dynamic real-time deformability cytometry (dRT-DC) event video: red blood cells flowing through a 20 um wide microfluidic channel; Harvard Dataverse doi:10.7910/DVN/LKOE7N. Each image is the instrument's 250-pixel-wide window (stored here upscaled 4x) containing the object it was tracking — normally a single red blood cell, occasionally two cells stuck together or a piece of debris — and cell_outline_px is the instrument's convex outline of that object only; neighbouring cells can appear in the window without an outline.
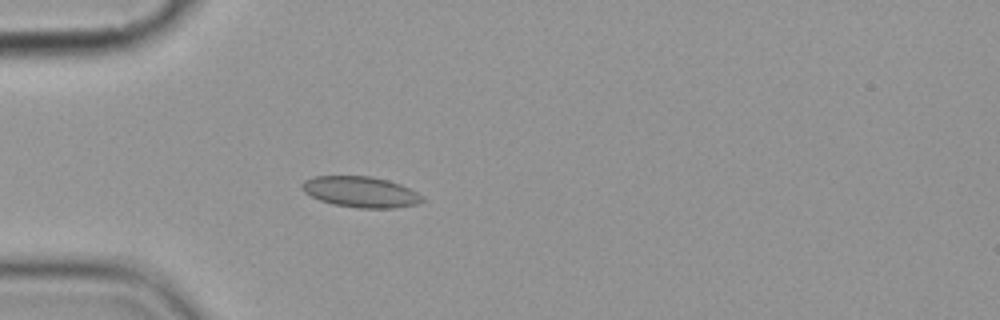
{"species": "common noctule bat (a hibernating species)", "species_latin": "Nyctalus noctula", "temperature_condition": "cold", "stored_images_in_passage": 3, "camera_frame_rate_fps": 3000, "um_per_image_px": 0.085, "animal": {"sex": "female", "body_mass_g": 19.9}, "frame": {"image": 1, "passage_image": 3, "time_ms": 3.333, "image_size_px": [1000, 320], "cell_outline_px": [[424, 200], [416, 204], [396, 208], [360, 208], [332, 204], [320, 200], [304, 192], [300, 188], [300, 184], [304, 180], [312, 176], [372, 176], [388, 180], [400, 184], [424, 196]], "centroid_in_image_um": [30.63, 16.31], "position_along_channel_um": 54.4, "area_um2": 21.73}}